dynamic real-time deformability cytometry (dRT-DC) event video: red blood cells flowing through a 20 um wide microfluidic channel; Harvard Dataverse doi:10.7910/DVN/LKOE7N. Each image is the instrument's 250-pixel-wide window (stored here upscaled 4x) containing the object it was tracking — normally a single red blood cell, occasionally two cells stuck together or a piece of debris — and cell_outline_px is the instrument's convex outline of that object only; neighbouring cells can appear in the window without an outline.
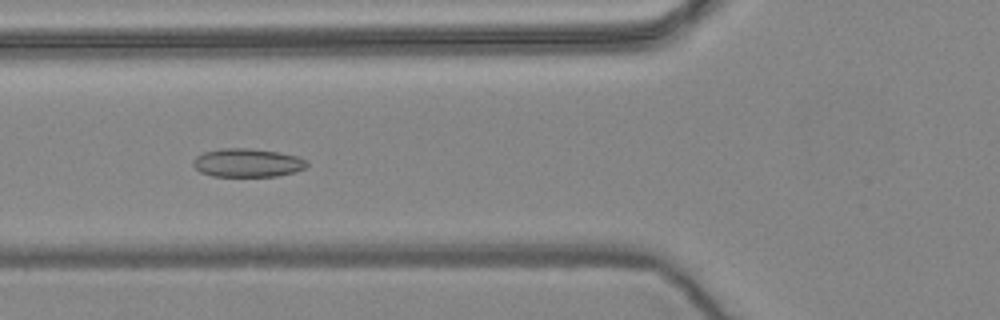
{"species": "common noctule bat (a hibernating species)", "species_latin": "Nyctalus noctula", "temperature_condition": "warm", "stored_images_in_passage": 44, "camera_frame_rate_fps": 3000, "um_per_image_px": 0.085, "animal": {"sex": "female", "body_mass_g": 24.6, "forearm_length_mm": 56.2}, "frame": {"image": 1, "passage_image": 8, "time_ms": 2.333, "image_size_px": [1000, 320], "cell_outline_px": [[308, 164], [304, 168], [292, 172], [276, 176], [212, 176], [200, 172], [192, 164], [192, 160], [196, 156], [204, 152], [220, 148], [248, 148], [280, 152], [296, 156], [308, 160]], "centroid_in_image_um": [21.0, 13.83], "position_along_channel_um": 104.8, "area_um2": 18.9}}
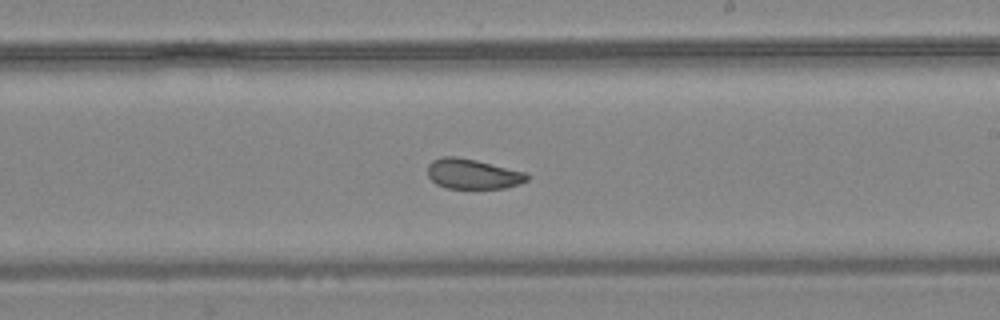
{"frame": {"image": 2, "passage_image": 20, "time_ms": 6.333, "image_size_px": [1000, 320], "cell_outline_px": [[528, 180], [520, 184], [504, 188], [448, 188], [436, 184], [428, 176], [428, 164], [432, 160], [440, 156], [456, 156], [476, 160], [524, 172], [528, 176]], "centroid_in_image_um": [40.15, 14.78], "position_along_channel_um": 248.9, "area_um2": 17.34}}
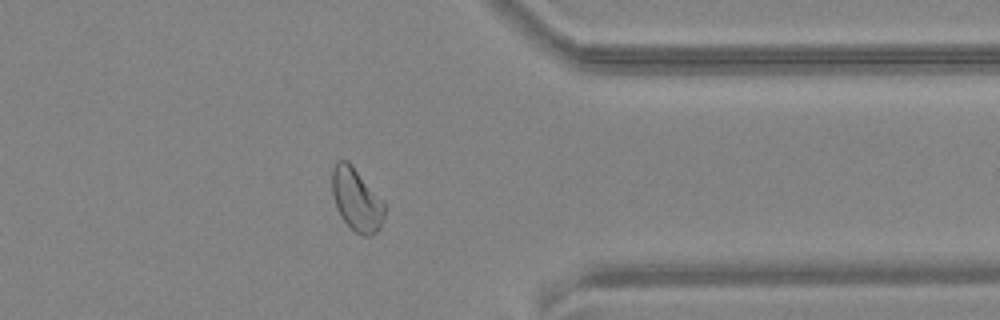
{"frame": {"image": 3, "passage_image": 32, "time_ms": 10.333, "image_size_px": [1000, 320], "cell_outline_px": [[388, 208], [380, 228], [372, 236], [360, 236], [340, 216], [336, 208], [332, 192], [332, 168], [336, 160], [348, 160], [384, 200]], "centroid_in_image_um": [30.34, 16.97], "position_along_channel_um": 381.1, "area_um2": 19.71}, "authors_computed_cell_mechanics": {"area_um2": 18.9873, "velocity_mm_per_s": 3.5933, "shape_relaxation_time_tau1_ms": 8.1711, "shape_relaxation_time_tau2_ms": 1.7878, "deformation_change_tau1": 0.129, "deformation_change_tau2": 0.0655}}